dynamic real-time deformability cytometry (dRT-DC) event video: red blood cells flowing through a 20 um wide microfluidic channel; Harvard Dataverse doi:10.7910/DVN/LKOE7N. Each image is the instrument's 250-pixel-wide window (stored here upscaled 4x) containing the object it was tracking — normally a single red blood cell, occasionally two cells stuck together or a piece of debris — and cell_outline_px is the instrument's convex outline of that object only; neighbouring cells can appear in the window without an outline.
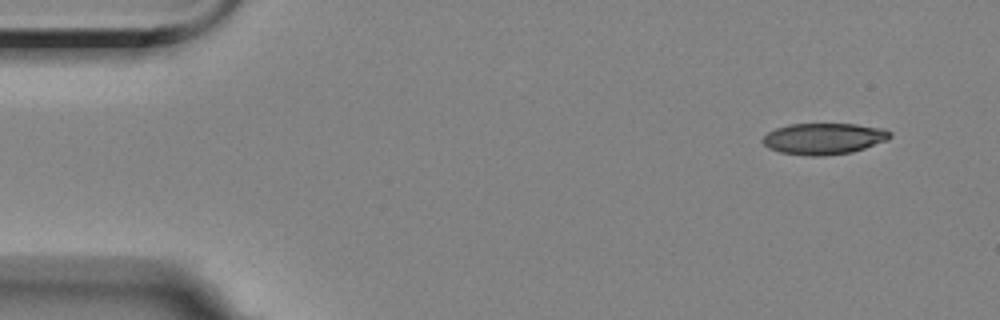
{"species": "Egyptian fruit bat (a non-hibernating species)", "species_latin": "Rousettus aegyptiacus", "temperature_condition": "room temperature", "stored_images_in_passage": 4, "camera_frame_rate_fps": 3000, "um_per_image_px": 0.085, "animal": {"sex": "female"}, "frame": {"image": 1, "passage_image": 1, "time_ms": 0.0, "image_size_px": [1000, 320], "cell_outline_px": [[892, 136], [888, 140], [852, 152], [824, 156], [808, 156], [780, 152], [768, 148], [760, 140], [768, 132], [776, 128], [788, 124], [856, 124], [884, 128], [892, 132]], "centroid_in_image_um": [70.03, 11.78], "position_along_channel_um": 15.0, "area_um2": 23.41}}
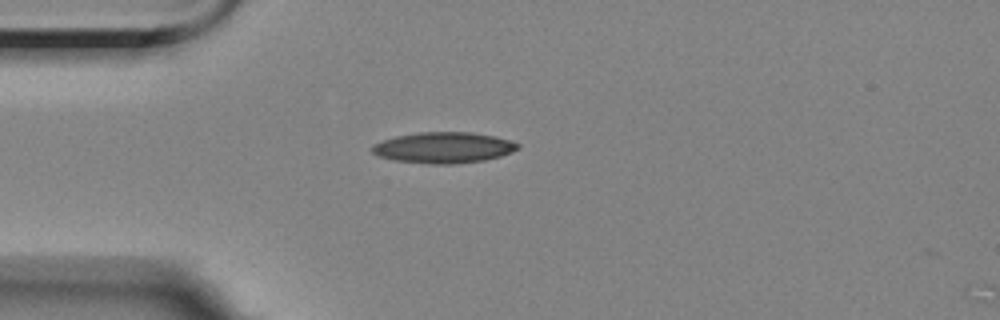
{"frame": {"image": 2, "passage_image": 3, "time_ms": 3.333, "image_size_px": [1000, 320], "cell_outline_px": [[520, 148], [512, 152], [500, 156], [484, 160], [452, 164], [432, 164], [396, 160], [376, 156], [372, 152], [372, 144], [396, 136], [420, 132], [472, 132], [496, 136], [520, 144]], "centroid_in_image_um": [37.71, 12.54], "position_along_channel_um": 47.3, "area_um2": 26.24}}